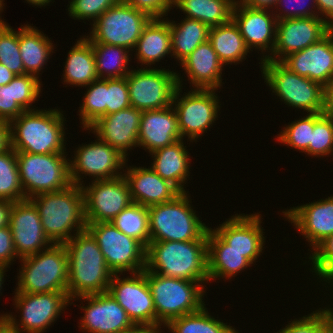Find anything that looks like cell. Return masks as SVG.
Instances as JSON below:
<instances>
[{
  "label": "cell",
  "mask_w": 333,
  "mask_h": 333,
  "mask_svg": "<svg viewBox=\"0 0 333 333\" xmlns=\"http://www.w3.org/2000/svg\"><path fill=\"white\" fill-rule=\"evenodd\" d=\"M64 245L68 256L67 294L70 300L108 292L113 272L107 267L92 234L84 230Z\"/></svg>",
  "instance_id": "obj_1"
},
{
  "label": "cell",
  "mask_w": 333,
  "mask_h": 333,
  "mask_svg": "<svg viewBox=\"0 0 333 333\" xmlns=\"http://www.w3.org/2000/svg\"><path fill=\"white\" fill-rule=\"evenodd\" d=\"M63 112L59 108L24 111L10 122L11 147L31 154L67 153Z\"/></svg>",
  "instance_id": "obj_2"
},
{
  "label": "cell",
  "mask_w": 333,
  "mask_h": 333,
  "mask_svg": "<svg viewBox=\"0 0 333 333\" xmlns=\"http://www.w3.org/2000/svg\"><path fill=\"white\" fill-rule=\"evenodd\" d=\"M37 208L44 233L53 244H64L87 230L82 187L38 194L29 199ZM73 233V234H72Z\"/></svg>",
  "instance_id": "obj_3"
},
{
  "label": "cell",
  "mask_w": 333,
  "mask_h": 333,
  "mask_svg": "<svg viewBox=\"0 0 333 333\" xmlns=\"http://www.w3.org/2000/svg\"><path fill=\"white\" fill-rule=\"evenodd\" d=\"M145 269L167 277L208 283L207 240L150 242Z\"/></svg>",
  "instance_id": "obj_4"
},
{
  "label": "cell",
  "mask_w": 333,
  "mask_h": 333,
  "mask_svg": "<svg viewBox=\"0 0 333 333\" xmlns=\"http://www.w3.org/2000/svg\"><path fill=\"white\" fill-rule=\"evenodd\" d=\"M190 197L188 191L181 192L148 208L150 242L207 240L209 227L197 216Z\"/></svg>",
  "instance_id": "obj_5"
},
{
  "label": "cell",
  "mask_w": 333,
  "mask_h": 333,
  "mask_svg": "<svg viewBox=\"0 0 333 333\" xmlns=\"http://www.w3.org/2000/svg\"><path fill=\"white\" fill-rule=\"evenodd\" d=\"M146 279L153 297L158 328L206 305L203 300L206 285L203 282L167 277L148 270Z\"/></svg>",
  "instance_id": "obj_6"
},
{
  "label": "cell",
  "mask_w": 333,
  "mask_h": 333,
  "mask_svg": "<svg viewBox=\"0 0 333 333\" xmlns=\"http://www.w3.org/2000/svg\"><path fill=\"white\" fill-rule=\"evenodd\" d=\"M14 293H50L67 291L68 256L64 244L48 248L23 258Z\"/></svg>",
  "instance_id": "obj_7"
},
{
  "label": "cell",
  "mask_w": 333,
  "mask_h": 333,
  "mask_svg": "<svg viewBox=\"0 0 333 333\" xmlns=\"http://www.w3.org/2000/svg\"><path fill=\"white\" fill-rule=\"evenodd\" d=\"M264 83L270 91L288 107L307 113H323L324 87L307 77L300 76L281 62L263 60L259 62Z\"/></svg>",
  "instance_id": "obj_8"
},
{
  "label": "cell",
  "mask_w": 333,
  "mask_h": 333,
  "mask_svg": "<svg viewBox=\"0 0 333 333\" xmlns=\"http://www.w3.org/2000/svg\"><path fill=\"white\" fill-rule=\"evenodd\" d=\"M66 153L31 154L16 152L25 199L57 192L72 185ZM67 157V158H66Z\"/></svg>",
  "instance_id": "obj_9"
},
{
  "label": "cell",
  "mask_w": 333,
  "mask_h": 333,
  "mask_svg": "<svg viewBox=\"0 0 333 333\" xmlns=\"http://www.w3.org/2000/svg\"><path fill=\"white\" fill-rule=\"evenodd\" d=\"M177 72L178 87L175 90L172 106L177 114L178 130L184 140L186 137L190 142H198L197 139L207 133L213 127L221 102L217 89H191L182 95L183 81ZM220 104V105H219Z\"/></svg>",
  "instance_id": "obj_10"
},
{
  "label": "cell",
  "mask_w": 333,
  "mask_h": 333,
  "mask_svg": "<svg viewBox=\"0 0 333 333\" xmlns=\"http://www.w3.org/2000/svg\"><path fill=\"white\" fill-rule=\"evenodd\" d=\"M14 307L19 310L21 319L12 313L0 314V321H4L11 329L19 333H44L56 323L59 316L65 312L71 300L67 291L50 293H15ZM18 309V310H17ZM16 316V317H15Z\"/></svg>",
  "instance_id": "obj_11"
},
{
  "label": "cell",
  "mask_w": 333,
  "mask_h": 333,
  "mask_svg": "<svg viewBox=\"0 0 333 333\" xmlns=\"http://www.w3.org/2000/svg\"><path fill=\"white\" fill-rule=\"evenodd\" d=\"M150 19L147 13L121 1L91 24L90 33L85 37L91 43L121 46L132 52Z\"/></svg>",
  "instance_id": "obj_12"
},
{
  "label": "cell",
  "mask_w": 333,
  "mask_h": 333,
  "mask_svg": "<svg viewBox=\"0 0 333 333\" xmlns=\"http://www.w3.org/2000/svg\"><path fill=\"white\" fill-rule=\"evenodd\" d=\"M96 239L107 267L113 274L139 273L146 266V247L137 239L118 230L110 222L87 224Z\"/></svg>",
  "instance_id": "obj_13"
},
{
  "label": "cell",
  "mask_w": 333,
  "mask_h": 333,
  "mask_svg": "<svg viewBox=\"0 0 333 333\" xmlns=\"http://www.w3.org/2000/svg\"><path fill=\"white\" fill-rule=\"evenodd\" d=\"M136 68L126 76L131 107L143 112L171 106L178 87L176 70Z\"/></svg>",
  "instance_id": "obj_14"
},
{
  "label": "cell",
  "mask_w": 333,
  "mask_h": 333,
  "mask_svg": "<svg viewBox=\"0 0 333 333\" xmlns=\"http://www.w3.org/2000/svg\"><path fill=\"white\" fill-rule=\"evenodd\" d=\"M90 143L78 145L69 160L72 184L82 186L86 176H91L93 181L122 176L128 159L98 137Z\"/></svg>",
  "instance_id": "obj_15"
},
{
  "label": "cell",
  "mask_w": 333,
  "mask_h": 333,
  "mask_svg": "<svg viewBox=\"0 0 333 333\" xmlns=\"http://www.w3.org/2000/svg\"><path fill=\"white\" fill-rule=\"evenodd\" d=\"M82 191L86 223L111 222L133 201L124 176L113 179L92 180Z\"/></svg>",
  "instance_id": "obj_16"
},
{
  "label": "cell",
  "mask_w": 333,
  "mask_h": 333,
  "mask_svg": "<svg viewBox=\"0 0 333 333\" xmlns=\"http://www.w3.org/2000/svg\"><path fill=\"white\" fill-rule=\"evenodd\" d=\"M113 274L108 292L125 309L134 325L156 327V311L153 297L146 279V269L130 276Z\"/></svg>",
  "instance_id": "obj_17"
},
{
  "label": "cell",
  "mask_w": 333,
  "mask_h": 333,
  "mask_svg": "<svg viewBox=\"0 0 333 333\" xmlns=\"http://www.w3.org/2000/svg\"><path fill=\"white\" fill-rule=\"evenodd\" d=\"M329 32V24L319 16L277 20L276 42L266 60L281 62L288 55L319 42Z\"/></svg>",
  "instance_id": "obj_18"
},
{
  "label": "cell",
  "mask_w": 333,
  "mask_h": 333,
  "mask_svg": "<svg viewBox=\"0 0 333 333\" xmlns=\"http://www.w3.org/2000/svg\"><path fill=\"white\" fill-rule=\"evenodd\" d=\"M81 299V300H80ZM81 301L80 309L84 311L80 317L79 329L87 333H118L131 328L134 324L129 319L125 309L113 298L109 292L85 295L71 300ZM88 302L83 306V302Z\"/></svg>",
  "instance_id": "obj_19"
},
{
  "label": "cell",
  "mask_w": 333,
  "mask_h": 333,
  "mask_svg": "<svg viewBox=\"0 0 333 333\" xmlns=\"http://www.w3.org/2000/svg\"><path fill=\"white\" fill-rule=\"evenodd\" d=\"M232 20L238 26L247 48L261 51L260 62L266 60L276 42L277 19L273 10L250 8L236 0Z\"/></svg>",
  "instance_id": "obj_20"
},
{
  "label": "cell",
  "mask_w": 333,
  "mask_h": 333,
  "mask_svg": "<svg viewBox=\"0 0 333 333\" xmlns=\"http://www.w3.org/2000/svg\"><path fill=\"white\" fill-rule=\"evenodd\" d=\"M263 216L255 214H238L231 216L212 229L231 249L242 253L252 264H254L265 246V235L263 232Z\"/></svg>",
  "instance_id": "obj_21"
},
{
  "label": "cell",
  "mask_w": 333,
  "mask_h": 333,
  "mask_svg": "<svg viewBox=\"0 0 333 333\" xmlns=\"http://www.w3.org/2000/svg\"><path fill=\"white\" fill-rule=\"evenodd\" d=\"M9 227L19 258L36 254L53 244L44 233L37 208L29 199L13 202Z\"/></svg>",
  "instance_id": "obj_22"
},
{
  "label": "cell",
  "mask_w": 333,
  "mask_h": 333,
  "mask_svg": "<svg viewBox=\"0 0 333 333\" xmlns=\"http://www.w3.org/2000/svg\"><path fill=\"white\" fill-rule=\"evenodd\" d=\"M310 245V252L325 238L333 235V195L282 211Z\"/></svg>",
  "instance_id": "obj_23"
},
{
  "label": "cell",
  "mask_w": 333,
  "mask_h": 333,
  "mask_svg": "<svg viewBox=\"0 0 333 333\" xmlns=\"http://www.w3.org/2000/svg\"><path fill=\"white\" fill-rule=\"evenodd\" d=\"M142 111L129 107L100 117L86 128L90 132L118 150L127 159L128 150L138 147V134Z\"/></svg>",
  "instance_id": "obj_24"
},
{
  "label": "cell",
  "mask_w": 333,
  "mask_h": 333,
  "mask_svg": "<svg viewBox=\"0 0 333 333\" xmlns=\"http://www.w3.org/2000/svg\"><path fill=\"white\" fill-rule=\"evenodd\" d=\"M281 63L325 87L333 79V37L328 33L319 42L288 55Z\"/></svg>",
  "instance_id": "obj_25"
},
{
  "label": "cell",
  "mask_w": 333,
  "mask_h": 333,
  "mask_svg": "<svg viewBox=\"0 0 333 333\" xmlns=\"http://www.w3.org/2000/svg\"><path fill=\"white\" fill-rule=\"evenodd\" d=\"M123 176L127 181L133 203L145 207L173 200L181 192L170 182L160 177L151 167L128 166Z\"/></svg>",
  "instance_id": "obj_26"
},
{
  "label": "cell",
  "mask_w": 333,
  "mask_h": 333,
  "mask_svg": "<svg viewBox=\"0 0 333 333\" xmlns=\"http://www.w3.org/2000/svg\"><path fill=\"white\" fill-rule=\"evenodd\" d=\"M182 139L178 130L177 114L171 105L163 109L142 112L138 147L151 153Z\"/></svg>",
  "instance_id": "obj_27"
},
{
  "label": "cell",
  "mask_w": 333,
  "mask_h": 333,
  "mask_svg": "<svg viewBox=\"0 0 333 333\" xmlns=\"http://www.w3.org/2000/svg\"><path fill=\"white\" fill-rule=\"evenodd\" d=\"M191 89H220L224 64L209 41L200 44L181 63Z\"/></svg>",
  "instance_id": "obj_28"
},
{
  "label": "cell",
  "mask_w": 333,
  "mask_h": 333,
  "mask_svg": "<svg viewBox=\"0 0 333 333\" xmlns=\"http://www.w3.org/2000/svg\"><path fill=\"white\" fill-rule=\"evenodd\" d=\"M31 74L16 75L7 85L0 86V120L11 122L26 110H35L42 81Z\"/></svg>",
  "instance_id": "obj_29"
},
{
  "label": "cell",
  "mask_w": 333,
  "mask_h": 333,
  "mask_svg": "<svg viewBox=\"0 0 333 333\" xmlns=\"http://www.w3.org/2000/svg\"><path fill=\"white\" fill-rule=\"evenodd\" d=\"M183 139L150 153V167L164 180L173 184L180 192H187L185 185L190 179L191 159ZM188 179V180H187Z\"/></svg>",
  "instance_id": "obj_30"
},
{
  "label": "cell",
  "mask_w": 333,
  "mask_h": 333,
  "mask_svg": "<svg viewBox=\"0 0 333 333\" xmlns=\"http://www.w3.org/2000/svg\"><path fill=\"white\" fill-rule=\"evenodd\" d=\"M140 67H149L164 60L171 52V34L168 18H151L142 30L134 49ZM143 65V66H142Z\"/></svg>",
  "instance_id": "obj_31"
},
{
  "label": "cell",
  "mask_w": 333,
  "mask_h": 333,
  "mask_svg": "<svg viewBox=\"0 0 333 333\" xmlns=\"http://www.w3.org/2000/svg\"><path fill=\"white\" fill-rule=\"evenodd\" d=\"M207 258L209 282L230 280L242 270L252 267V263L242 253L231 249L211 227L207 231Z\"/></svg>",
  "instance_id": "obj_32"
},
{
  "label": "cell",
  "mask_w": 333,
  "mask_h": 333,
  "mask_svg": "<svg viewBox=\"0 0 333 333\" xmlns=\"http://www.w3.org/2000/svg\"><path fill=\"white\" fill-rule=\"evenodd\" d=\"M51 38L38 30L36 26L27 24L19 27V49L25 74H31L39 79L40 71L51 55L55 53Z\"/></svg>",
  "instance_id": "obj_33"
},
{
  "label": "cell",
  "mask_w": 333,
  "mask_h": 333,
  "mask_svg": "<svg viewBox=\"0 0 333 333\" xmlns=\"http://www.w3.org/2000/svg\"><path fill=\"white\" fill-rule=\"evenodd\" d=\"M63 84L83 87L98 79L91 42L83 35L68 52L63 70Z\"/></svg>",
  "instance_id": "obj_34"
},
{
  "label": "cell",
  "mask_w": 333,
  "mask_h": 333,
  "mask_svg": "<svg viewBox=\"0 0 333 333\" xmlns=\"http://www.w3.org/2000/svg\"><path fill=\"white\" fill-rule=\"evenodd\" d=\"M208 41L225 67L228 64H240L245 61L248 53H251L233 20L227 24L210 27Z\"/></svg>",
  "instance_id": "obj_35"
},
{
  "label": "cell",
  "mask_w": 333,
  "mask_h": 333,
  "mask_svg": "<svg viewBox=\"0 0 333 333\" xmlns=\"http://www.w3.org/2000/svg\"><path fill=\"white\" fill-rule=\"evenodd\" d=\"M172 57L181 63L200 44L208 41L210 27L199 20L184 18L180 23L168 20ZM177 23V24H176Z\"/></svg>",
  "instance_id": "obj_36"
},
{
  "label": "cell",
  "mask_w": 333,
  "mask_h": 333,
  "mask_svg": "<svg viewBox=\"0 0 333 333\" xmlns=\"http://www.w3.org/2000/svg\"><path fill=\"white\" fill-rule=\"evenodd\" d=\"M236 0H172L186 18L199 20L209 27L227 24L232 20Z\"/></svg>",
  "instance_id": "obj_37"
},
{
  "label": "cell",
  "mask_w": 333,
  "mask_h": 333,
  "mask_svg": "<svg viewBox=\"0 0 333 333\" xmlns=\"http://www.w3.org/2000/svg\"><path fill=\"white\" fill-rule=\"evenodd\" d=\"M95 56L98 79L126 77L131 69L128 67L132 60L130 50L125 47L102 43H91ZM130 53V54H129ZM131 55V57H129Z\"/></svg>",
  "instance_id": "obj_38"
},
{
  "label": "cell",
  "mask_w": 333,
  "mask_h": 333,
  "mask_svg": "<svg viewBox=\"0 0 333 333\" xmlns=\"http://www.w3.org/2000/svg\"><path fill=\"white\" fill-rule=\"evenodd\" d=\"M230 324L210 315L205 305L197 312L171 320L164 328L170 333H226Z\"/></svg>",
  "instance_id": "obj_39"
},
{
  "label": "cell",
  "mask_w": 333,
  "mask_h": 333,
  "mask_svg": "<svg viewBox=\"0 0 333 333\" xmlns=\"http://www.w3.org/2000/svg\"><path fill=\"white\" fill-rule=\"evenodd\" d=\"M110 223L122 233L140 241L145 247L150 243L148 207L132 203Z\"/></svg>",
  "instance_id": "obj_40"
},
{
  "label": "cell",
  "mask_w": 333,
  "mask_h": 333,
  "mask_svg": "<svg viewBox=\"0 0 333 333\" xmlns=\"http://www.w3.org/2000/svg\"><path fill=\"white\" fill-rule=\"evenodd\" d=\"M0 199L12 202L25 200L16 151L12 147L0 153Z\"/></svg>",
  "instance_id": "obj_41"
},
{
  "label": "cell",
  "mask_w": 333,
  "mask_h": 333,
  "mask_svg": "<svg viewBox=\"0 0 333 333\" xmlns=\"http://www.w3.org/2000/svg\"><path fill=\"white\" fill-rule=\"evenodd\" d=\"M85 87L83 102L78 109L84 130L106 115V79H96Z\"/></svg>",
  "instance_id": "obj_42"
},
{
  "label": "cell",
  "mask_w": 333,
  "mask_h": 333,
  "mask_svg": "<svg viewBox=\"0 0 333 333\" xmlns=\"http://www.w3.org/2000/svg\"><path fill=\"white\" fill-rule=\"evenodd\" d=\"M313 157L333 155V118L324 113H313V132L309 147L304 151Z\"/></svg>",
  "instance_id": "obj_43"
},
{
  "label": "cell",
  "mask_w": 333,
  "mask_h": 333,
  "mask_svg": "<svg viewBox=\"0 0 333 333\" xmlns=\"http://www.w3.org/2000/svg\"><path fill=\"white\" fill-rule=\"evenodd\" d=\"M0 64L16 75H25L19 49V30L15 31L8 23L0 24Z\"/></svg>",
  "instance_id": "obj_44"
},
{
  "label": "cell",
  "mask_w": 333,
  "mask_h": 333,
  "mask_svg": "<svg viewBox=\"0 0 333 333\" xmlns=\"http://www.w3.org/2000/svg\"><path fill=\"white\" fill-rule=\"evenodd\" d=\"M283 129V130H282ZM277 134V140L286 146L304 152L310 144L313 132V113H308L304 117L288 123Z\"/></svg>",
  "instance_id": "obj_45"
},
{
  "label": "cell",
  "mask_w": 333,
  "mask_h": 333,
  "mask_svg": "<svg viewBox=\"0 0 333 333\" xmlns=\"http://www.w3.org/2000/svg\"><path fill=\"white\" fill-rule=\"evenodd\" d=\"M308 262H303V265L310 263L311 268L309 270L314 272L313 275H317L320 281L325 282L324 284H330L333 286V235L325 238L320 244H318L309 254Z\"/></svg>",
  "instance_id": "obj_46"
},
{
  "label": "cell",
  "mask_w": 333,
  "mask_h": 333,
  "mask_svg": "<svg viewBox=\"0 0 333 333\" xmlns=\"http://www.w3.org/2000/svg\"><path fill=\"white\" fill-rule=\"evenodd\" d=\"M289 322L275 333H328V306Z\"/></svg>",
  "instance_id": "obj_47"
},
{
  "label": "cell",
  "mask_w": 333,
  "mask_h": 333,
  "mask_svg": "<svg viewBox=\"0 0 333 333\" xmlns=\"http://www.w3.org/2000/svg\"><path fill=\"white\" fill-rule=\"evenodd\" d=\"M122 0H70L67 5L68 15L74 20H92L93 24L107 9Z\"/></svg>",
  "instance_id": "obj_48"
},
{
  "label": "cell",
  "mask_w": 333,
  "mask_h": 333,
  "mask_svg": "<svg viewBox=\"0 0 333 333\" xmlns=\"http://www.w3.org/2000/svg\"><path fill=\"white\" fill-rule=\"evenodd\" d=\"M131 107L126 77L106 79V115Z\"/></svg>",
  "instance_id": "obj_49"
},
{
  "label": "cell",
  "mask_w": 333,
  "mask_h": 333,
  "mask_svg": "<svg viewBox=\"0 0 333 333\" xmlns=\"http://www.w3.org/2000/svg\"><path fill=\"white\" fill-rule=\"evenodd\" d=\"M294 3L296 4V6ZM283 5L286 7H283ZM291 5L292 6L294 5L297 8L293 9L294 6L292 7ZM274 8L276 11L273 10V13L277 20L318 16L316 8V0H310V3H308V0H278Z\"/></svg>",
  "instance_id": "obj_50"
},
{
  "label": "cell",
  "mask_w": 333,
  "mask_h": 333,
  "mask_svg": "<svg viewBox=\"0 0 333 333\" xmlns=\"http://www.w3.org/2000/svg\"><path fill=\"white\" fill-rule=\"evenodd\" d=\"M147 13L151 18H165L172 9V0H122Z\"/></svg>",
  "instance_id": "obj_51"
},
{
  "label": "cell",
  "mask_w": 333,
  "mask_h": 333,
  "mask_svg": "<svg viewBox=\"0 0 333 333\" xmlns=\"http://www.w3.org/2000/svg\"><path fill=\"white\" fill-rule=\"evenodd\" d=\"M20 259L16 252L11 229L8 226L0 228V264L10 267V265Z\"/></svg>",
  "instance_id": "obj_52"
},
{
  "label": "cell",
  "mask_w": 333,
  "mask_h": 333,
  "mask_svg": "<svg viewBox=\"0 0 333 333\" xmlns=\"http://www.w3.org/2000/svg\"><path fill=\"white\" fill-rule=\"evenodd\" d=\"M11 148V125L8 121L0 120V153Z\"/></svg>",
  "instance_id": "obj_53"
},
{
  "label": "cell",
  "mask_w": 333,
  "mask_h": 333,
  "mask_svg": "<svg viewBox=\"0 0 333 333\" xmlns=\"http://www.w3.org/2000/svg\"><path fill=\"white\" fill-rule=\"evenodd\" d=\"M316 8L318 16L328 24L333 20V0H316Z\"/></svg>",
  "instance_id": "obj_54"
},
{
  "label": "cell",
  "mask_w": 333,
  "mask_h": 333,
  "mask_svg": "<svg viewBox=\"0 0 333 333\" xmlns=\"http://www.w3.org/2000/svg\"><path fill=\"white\" fill-rule=\"evenodd\" d=\"M323 113L333 118V79L324 87Z\"/></svg>",
  "instance_id": "obj_55"
},
{
  "label": "cell",
  "mask_w": 333,
  "mask_h": 333,
  "mask_svg": "<svg viewBox=\"0 0 333 333\" xmlns=\"http://www.w3.org/2000/svg\"><path fill=\"white\" fill-rule=\"evenodd\" d=\"M242 5L256 9L274 10L278 0H237Z\"/></svg>",
  "instance_id": "obj_56"
},
{
  "label": "cell",
  "mask_w": 333,
  "mask_h": 333,
  "mask_svg": "<svg viewBox=\"0 0 333 333\" xmlns=\"http://www.w3.org/2000/svg\"><path fill=\"white\" fill-rule=\"evenodd\" d=\"M12 205V201L0 199V228L9 225V216Z\"/></svg>",
  "instance_id": "obj_57"
},
{
  "label": "cell",
  "mask_w": 333,
  "mask_h": 333,
  "mask_svg": "<svg viewBox=\"0 0 333 333\" xmlns=\"http://www.w3.org/2000/svg\"><path fill=\"white\" fill-rule=\"evenodd\" d=\"M161 328L148 325H133L131 328L118 333H159Z\"/></svg>",
  "instance_id": "obj_58"
},
{
  "label": "cell",
  "mask_w": 333,
  "mask_h": 333,
  "mask_svg": "<svg viewBox=\"0 0 333 333\" xmlns=\"http://www.w3.org/2000/svg\"><path fill=\"white\" fill-rule=\"evenodd\" d=\"M16 74L10 71L5 65L0 64V86L7 85Z\"/></svg>",
  "instance_id": "obj_59"
},
{
  "label": "cell",
  "mask_w": 333,
  "mask_h": 333,
  "mask_svg": "<svg viewBox=\"0 0 333 333\" xmlns=\"http://www.w3.org/2000/svg\"><path fill=\"white\" fill-rule=\"evenodd\" d=\"M26 2L29 3V5L32 6H37V7H46V5L48 6V4H50L51 2H55L54 0H25Z\"/></svg>",
  "instance_id": "obj_60"
},
{
  "label": "cell",
  "mask_w": 333,
  "mask_h": 333,
  "mask_svg": "<svg viewBox=\"0 0 333 333\" xmlns=\"http://www.w3.org/2000/svg\"><path fill=\"white\" fill-rule=\"evenodd\" d=\"M328 333H333V308H330V305H328Z\"/></svg>",
  "instance_id": "obj_61"
},
{
  "label": "cell",
  "mask_w": 333,
  "mask_h": 333,
  "mask_svg": "<svg viewBox=\"0 0 333 333\" xmlns=\"http://www.w3.org/2000/svg\"><path fill=\"white\" fill-rule=\"evenodd\" d=\"M7 268H8L7 266L0 264V294H1V295H2V292H1V291H2V288H3L2 285H3L4 282H5V278H4L5 275H6L5 272L8 271ZM1 295H0V296H1Z\"/></svg>",
  "instance_id": "obj_62"
},
{
  "label": "cell",
  "mask_w": 333,
  "mask_h": 333,
  "mask_svg": "<svg viewBox=\"0 0 333 333\" xmlns=\"http://www.w3.org/2000/svg\"><path fill=\"white\" fill-rule=\"evenodd\" d=\"M0 333H19L11 329L4 321H0Z\"/></svg>",
  "instance_id": "obj_63"
},
{
  "label": "cell",
  "mask_w": 333,
  "mask_h": 333,
  "mask_svg": "<svg viewBox=\"0 0 333 333\" xmlns=\"http://www.w3.org/2000/svg\"><path fill=\"white\" fill-rule=\"evenodd\" d=\"M5 1L4 0H0V24L1 23H6V21H4L5 19H2L1 14L3 13V9L5 8Z\"/></svg>",
  "instance_id": "obj_64"
},
{
  "label": "cell",
  "mask_w": 333,
  "mask_h": 333,
  "mask_svg": "<svg viewBox=\"0 0 333 333\" xmlns=\"http://www.w3.org/2000/svg\"><path fill=\"white\" fill-rule=\"evenodd\" d=\"M328 33L333 37V20L329 23V32Z\"/></svg>",
  "instance_id": "obj_65"
},
{
  "label": "cell",
  "mask_w": 333,
  "mask_h": 333,
  "mask_svg": "<svg viewBox=\"0 0 333 333\" xmlns=\"http://www.w3.org/2000/svg\"><path fill=\"white\" fill-rule=\"evenodd\" d=\"M226 333H239L238 330L235 329V327L233 328L232 326L229 328V330Z\"/></svg>",
  "instance_id": "obj_66"
}]
</instances>
